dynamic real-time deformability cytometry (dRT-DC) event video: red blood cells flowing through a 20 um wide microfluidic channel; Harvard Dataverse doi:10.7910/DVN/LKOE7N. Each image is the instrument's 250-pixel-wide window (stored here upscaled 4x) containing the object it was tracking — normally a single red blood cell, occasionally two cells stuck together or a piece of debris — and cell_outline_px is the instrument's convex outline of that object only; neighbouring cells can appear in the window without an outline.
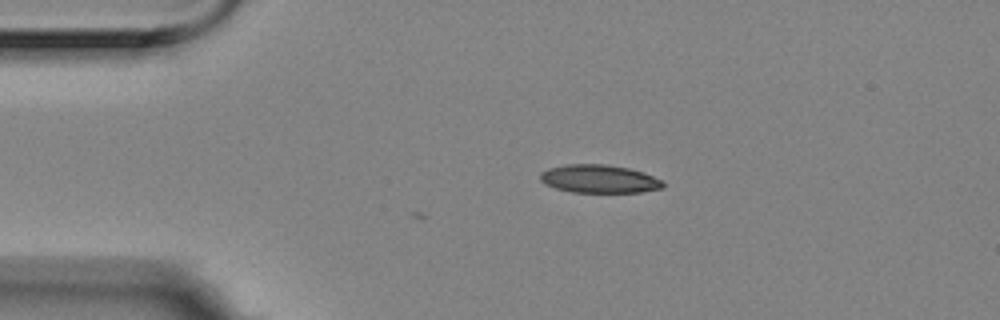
{"species": "Egyptian fruit bat (a non-hibernating species)", "species_latin": "Rousettus aegyptiacus", "temperature_condition": "room temperature", "stored_images_in_passage": 4, "camera_frame_rate_fps": 3000, "um_per_image_px": 0.085, "animal": {"sex": "female"}, "frame": {"image": 1, "passage_image": 4, "time_ms": 1.0, "image_size_px": [1000, 320], "cell_outline_px": [[664, 188], [640, 192], [572, 192], [556, 188], [544, 184], [540, 180], [540, 172], [548, 168], [564, 164], [604, 164], [628, 168], [644, 172], [664, 180]], "centroid_in_image_um": [50.94, 15.2], "position_along_channel_um": 34.1, "area_um2": 20.35}}